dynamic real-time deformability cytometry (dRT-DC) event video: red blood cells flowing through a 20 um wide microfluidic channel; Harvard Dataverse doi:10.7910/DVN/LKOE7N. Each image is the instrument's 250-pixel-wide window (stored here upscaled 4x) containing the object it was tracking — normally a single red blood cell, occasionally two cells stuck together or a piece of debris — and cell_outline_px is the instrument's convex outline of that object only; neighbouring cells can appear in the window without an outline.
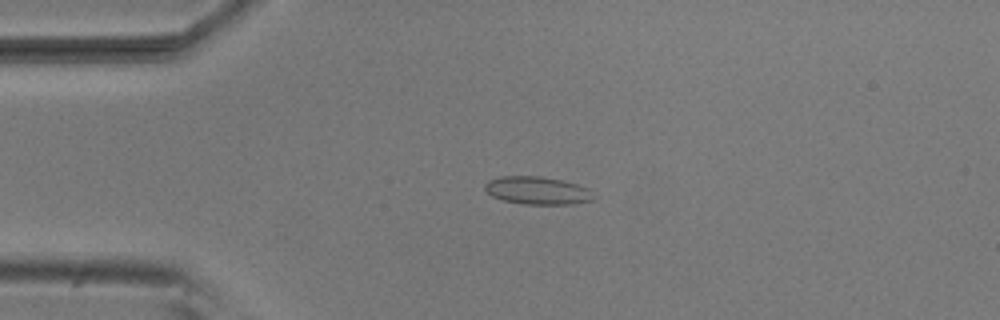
{"species": "common noctule bat (a hibernating species)", "species_latin": "Nyctalus noctula", "temperature_condition": "room temperature", "stored_images_in_passage": 5, "camera_frame_rate_fps": 3000, "um_per_image_px": 0.085, "animal": {"sex": "male", "body_mass_g": 20.5, "forearm_length_mm": 52.5}, "frame": {"image": 1, "passage_image": 4, "time_ms": 1.0, "image_size_px": [1000, 320], "cell_outline_px": [[592, 200], [572, 204], [524, 204], [504, 200], [492, 196], [484, 188], [484, 184], [488, 180], [500, 176], [540, 176], [560, 180], [576, 184], [588, 188]], "centroid_in_image_um": [45.61, 16.18], "position_along_channel_um": 39.4, "area_um2": 17.34}}